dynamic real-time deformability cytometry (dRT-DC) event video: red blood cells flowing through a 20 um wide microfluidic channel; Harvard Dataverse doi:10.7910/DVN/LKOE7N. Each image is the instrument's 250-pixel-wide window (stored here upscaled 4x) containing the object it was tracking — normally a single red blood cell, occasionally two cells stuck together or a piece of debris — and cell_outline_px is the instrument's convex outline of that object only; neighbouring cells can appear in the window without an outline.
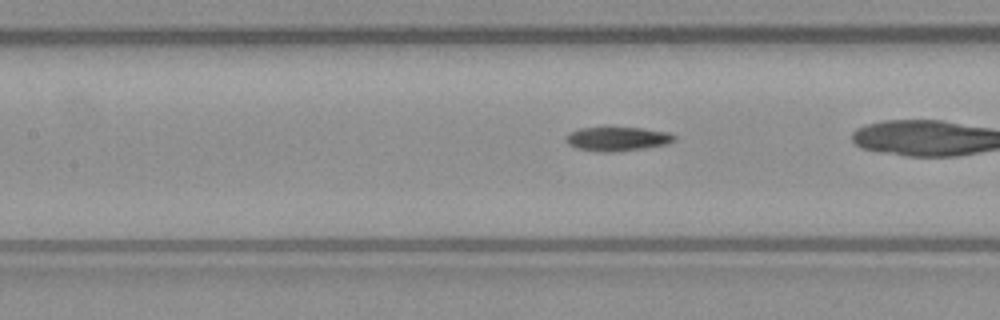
{"species": "common noctule bat (a hibernating species)", "species_latin": "Nyctalus noctula", "temperature_condition": "warm", "stored_images_in_passage": 38, "camera_frame_rate_fps": 3000, "um_per_image_px": 0.085, "animal": {"sex": "male", "body_mass_g": 23.1, "forearm_length_mm": 52.7}, "frame": {"image": 1, "passage_image": 21, "time_ms": 6.667, "image_size_px": [1000, 320], "cell_outline_px": [[676, 140], [668, 144], [644, 148], [612, 152], [600, 152], [576, 148], [568, 144], [564, 140], [564, 136], [568, 132], [580, 128], [640, 128], [668, 132], [676, 136]], "centroid_in_image_um": [52.44, 11.81], "position_along_channel_um": 155.0, "area_um2": 15.26}}